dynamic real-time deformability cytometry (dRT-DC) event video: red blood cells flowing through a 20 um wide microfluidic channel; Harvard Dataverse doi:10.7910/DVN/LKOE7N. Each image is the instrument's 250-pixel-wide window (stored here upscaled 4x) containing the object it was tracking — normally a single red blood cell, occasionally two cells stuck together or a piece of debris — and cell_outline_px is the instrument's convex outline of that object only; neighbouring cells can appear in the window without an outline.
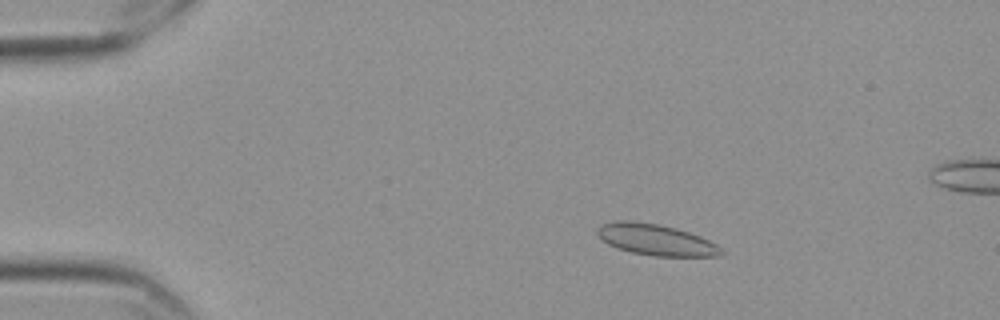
{"species": "Egyptian fruit bat (a non-hibernating species)", "species_latin": "Rousettus aegyptiacus", "temperature_condition": "cold", "stored_images_in_passage": 59, "camera_frame_rate_fps": 3000, "um_per_image_px": 0.085, "frame": {"image": 1, "passage_image": 11, "time_ms": 3.333, "image_size_px": [1000, 320], "cell_outline_px": [[724, 252], [720, 256], [652, 256], [632, 252], [616, 248], [608, 244], [596, 232], [596, 228], [600, 224], [616, 220], [632, 220], [656, 224], [676, 228], [700, 236], [716, 244]], "centroid_in_image_um": [55.72, 20.37], "position_along_channel_um": 29.3, "area_um2": 22.48}}
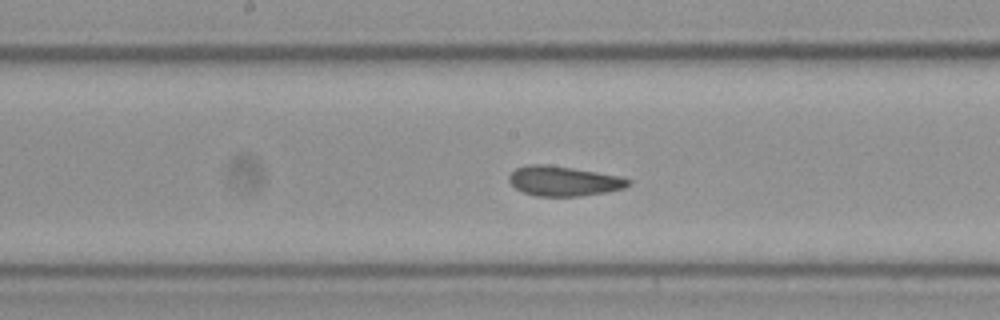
{"frame": {"image": 2, "passage_image": 31, "time_ms": 10.0, "image_size_px": [1000, 320], "cell_outline_px": [[632, 184], [624, 188], [608, 192], [580, 196], [536, 196], [524, 192], [516, 188], [508, 180], [508, 176], [516, 168], [528, 164], [544, 164], [572, 168], [624, 176], [632, 180]], "centroid_in_image_um": [47.97, 15.39], "position_along_channel_um": 200.2, "area_um2": 20.92}}
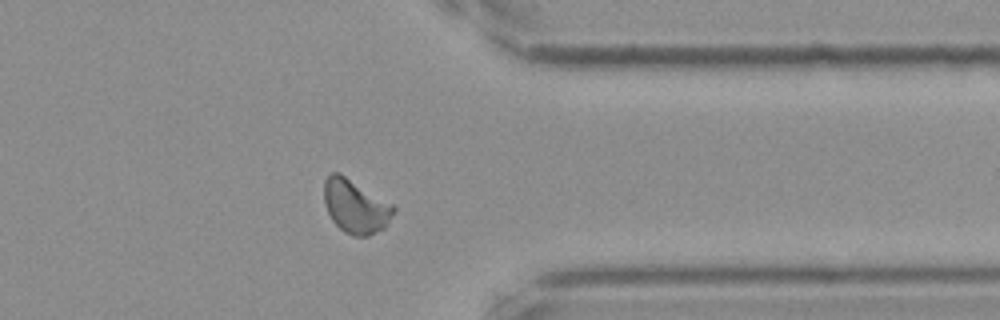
{"frame": {"image": 3, "passage_image": 47, "time_ms": 15.333, "image_size_px": [1000, 320], "cell_outline_px": [[396, 208], [384, 228], [368, 236], [352, 236], [344, 232], [332, 220], [324, 204], [324, 180], [332, 172], [340, 172], [392, 204]], "centroid_in_image_um": [30.19, 17.53], "position_along_channel_um": 381.2, "area_um2": 21.68}, "authors_computed_cell_mechanics": {"area_um2": 21.1548, "velocity_mm_per_s": 3.5203, "shape_relaxation_time_tau1_ms": null, "shape_relaxation_time_tau2_ms": 1.3346, "deformation_change_tau1": null, "deformation_change_tau2": 0.0504}}